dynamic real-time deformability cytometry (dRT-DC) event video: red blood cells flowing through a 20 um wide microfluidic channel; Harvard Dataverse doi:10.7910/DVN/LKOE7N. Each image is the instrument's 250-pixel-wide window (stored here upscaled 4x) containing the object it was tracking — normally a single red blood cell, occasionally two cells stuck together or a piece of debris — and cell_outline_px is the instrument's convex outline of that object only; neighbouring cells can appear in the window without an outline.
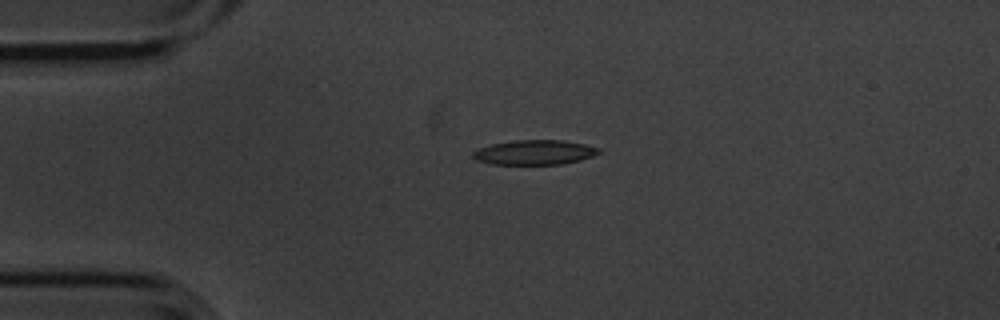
{"species": "common noctule bat (a hibernating species)", "species_latin": "Nyctalus noctula", "temperature_condition": "cold", "stored_images_in_passage": 4, "camera_frame_rate_fps": 3000, "um_per_image_px": 0.085, "animal": {"sex": "male", "body_mass_g": 20.1, "forearm_length_mm": 53.5}, "frame": {"image": 1, "passage_image": 3, "time_ms": 0.667, "image_size_px": [1000, 320], "cell_outline_px": [[600, 152], [592, 156], [580, 160], [560, 164], [492, 164], [476, 160], [472, 156], [472, 152], [480, 148], [492, 144], [516, 140], [564, 140], [584, 144], [600, 148]], "centroid_in_image_um": [45.44, 12.95], "position_along_channel_um": 39.6, "area_um2": 17.98}}